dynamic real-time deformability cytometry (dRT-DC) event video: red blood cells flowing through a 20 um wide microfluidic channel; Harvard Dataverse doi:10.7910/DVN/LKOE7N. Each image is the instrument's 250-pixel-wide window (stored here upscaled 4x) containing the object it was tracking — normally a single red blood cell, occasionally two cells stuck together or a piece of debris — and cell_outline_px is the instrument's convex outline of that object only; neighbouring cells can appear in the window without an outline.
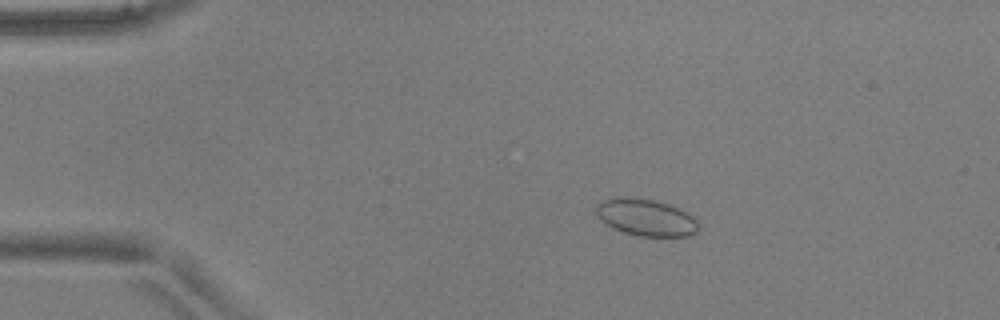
{"species": "common noctule bat (a hibernating species)", "species_latin": "Nyctalus noctula", "temperature_condition": "warm", "stored_images_in_passage": 52, "camera_frame_rate_fps": 3000, "um_per_image_px": 0.085, "animal": {"sex": "male", "body_mass_g": 17.9, "forearm_length_mm": 54.2}, "frame": {"image": 1, "passage_image": 10, "time_ms": 3.0, "image_size_px": [1000, 320], "cell_outline_px": [[696, 232], [692, 236], [640, 236], [624, 232], [612, 228], [596, 212], [596, 208], [604, 200], [620, 196], [652, 200], [668, 204], [692, 216], [696, 220]], "centroid_in_image_um": [54.91, 18.49], "position_along_channel_um": 30.1, "area_um2": 21.33}}
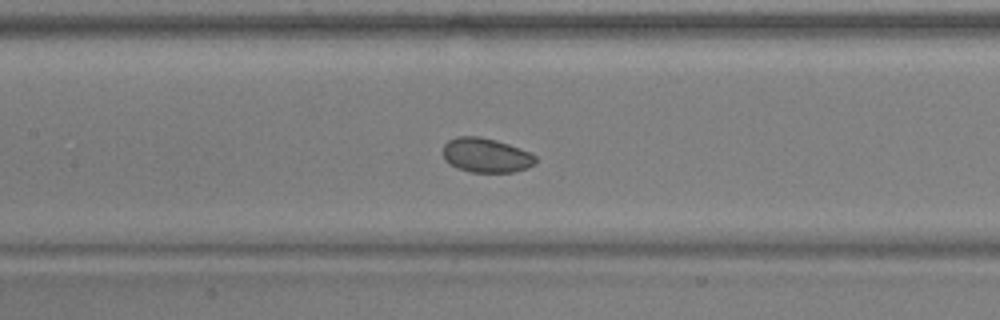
{"frame": {"image": 2, "passage_image": 25, "time_ms": 8.0, "image_size_px": [1000, 320], "cell_outline_px": [[536, 164], [528, 168], [512, 172], [472, 172], [456, 168], [444, 160], [444, 144], [448, 140], [456, 136], [480, 136], [496, 140], [508, 144], [528, 152], [536, 156]], "centroid_in_image_um": [41.3, 13.2], "position_along_channel_um": 166.1, "area_um2": 18.61}}
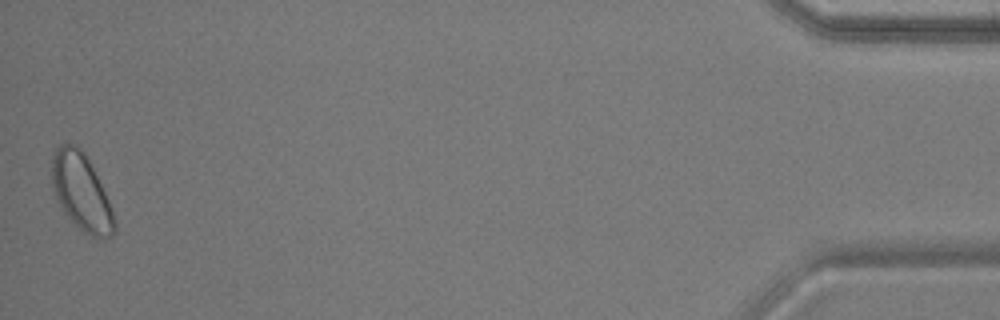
{"frame": {"image": 3, "passage_image": 52, "time_ms": 17.0, "image_size_px": [1000, 320], "cell_outline_px": [[116, 232], [112, 236], [104, 240], [92, 236], [84, 232], [64, 212], [52, 188], [52, 160], [56, 148], [64, 140], [80, 148], [84, 152], [112, 208], [116, 220]], "centroid_in_image_um": [6.93, 16.34], "position_along_channel_um": 428.3, "area_um2": 27.74}}